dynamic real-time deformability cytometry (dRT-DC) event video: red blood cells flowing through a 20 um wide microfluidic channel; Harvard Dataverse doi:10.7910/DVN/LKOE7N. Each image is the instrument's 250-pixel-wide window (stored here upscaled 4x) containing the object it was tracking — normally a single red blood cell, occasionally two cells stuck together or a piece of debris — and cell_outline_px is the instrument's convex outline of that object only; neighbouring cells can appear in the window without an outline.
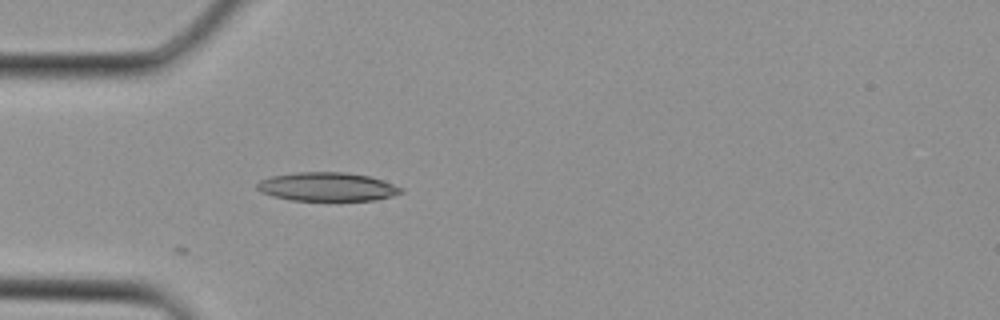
{"species": "Egyptian fruit bat (a non-hibernating species)", "species_latin": "Rousettus aegyptiacus", "temperature_condition": "cold", "stored_images_in_passage": 2, "camera_frame_rate_fps": 3000, "um_per_image_px": 0.085, "animal": {"sex": "female"}, "frame": {"image": 1, "passage_image": 2, "time_ms": 0.333, "image_size_px": [1000, 320], "cell_outline_px": [[404, 192], [392, 196], [376, 200], [292, 200], [272, 196], [260, 192], [256, 188], [256, 184], [260, 180], [272, 176], [296, 172], [348, 172], [368, 176], [384, 180], [404, 188]], "centroid_in_image_um": [27.83, 15.87], "position_along_channel_um": 57.2, "area_um2": 24.22}}